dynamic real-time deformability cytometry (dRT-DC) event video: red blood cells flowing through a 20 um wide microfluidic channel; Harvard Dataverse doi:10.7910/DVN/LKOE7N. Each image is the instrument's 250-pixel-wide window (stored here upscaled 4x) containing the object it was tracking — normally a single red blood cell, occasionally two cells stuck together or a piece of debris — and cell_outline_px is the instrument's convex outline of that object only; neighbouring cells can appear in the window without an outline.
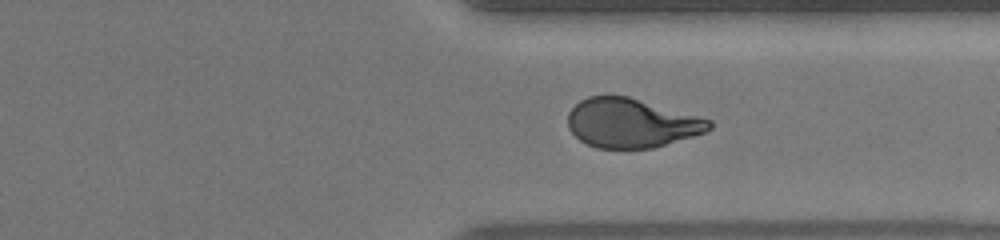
{"species": "human", "species_latin": "Homo sapiens", "temperature_condition": "warm", "stored_images_in_passage": 35, "camera_frame_rate_fps": 3000, "um_per_image_px": 0.085, "donor": {"sex": "female"}, "frame": {"image": 1, "passage_image": 32, "time_ms": 11.667, "image_size_px": [1000, 240], "cell_outline_px": [[712, 128], [704, 132], [692, 136], [652, 148], [596, 148], [580, 140], [568, 128], [568, 112], [580, 100], [588, 96], [628, 96], [712, 120]], "centroid_in_image_um": [53.64, 10.45], "position_along_channel_um": 357.8, "area_um2": 40.17}}